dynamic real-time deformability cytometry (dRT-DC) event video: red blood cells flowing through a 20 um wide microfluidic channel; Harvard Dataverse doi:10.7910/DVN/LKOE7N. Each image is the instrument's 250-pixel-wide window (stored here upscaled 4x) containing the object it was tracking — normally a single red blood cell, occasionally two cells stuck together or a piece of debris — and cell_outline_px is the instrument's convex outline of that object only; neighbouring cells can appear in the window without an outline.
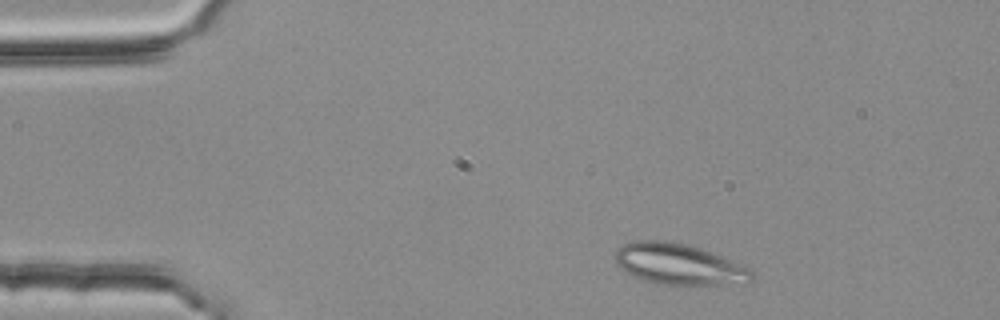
{"species": "common noctule bat (a hibernating species)", "species_latin": "Nyctalus noctula", "temperature_condition": "room temperature", "stored_images_in_passage": 2, "camera_frame_rate_fps": 3000, "um_per_image_px": 0.085, "animal": {"sex": "female", "body_mass_g": 25.1}, "frame": {"image": 1, "passage_image": 1, "time_ms": 0.0, "image_size_px": [1000, 320], "cell_outline_px": [[752, 280], [748, 284], [656, 284], [644, 280], [628, 272], [616, 264], [612, 256], [616, 248], [624, 244], [636, 240], [664, 240], [688, 244], [700, 248], [748, 268], [752, 272]], "centroid_in_image_um": [57.65, 22.45], "position_along_channel_um": 27.4, "area_um2": 32.43}}